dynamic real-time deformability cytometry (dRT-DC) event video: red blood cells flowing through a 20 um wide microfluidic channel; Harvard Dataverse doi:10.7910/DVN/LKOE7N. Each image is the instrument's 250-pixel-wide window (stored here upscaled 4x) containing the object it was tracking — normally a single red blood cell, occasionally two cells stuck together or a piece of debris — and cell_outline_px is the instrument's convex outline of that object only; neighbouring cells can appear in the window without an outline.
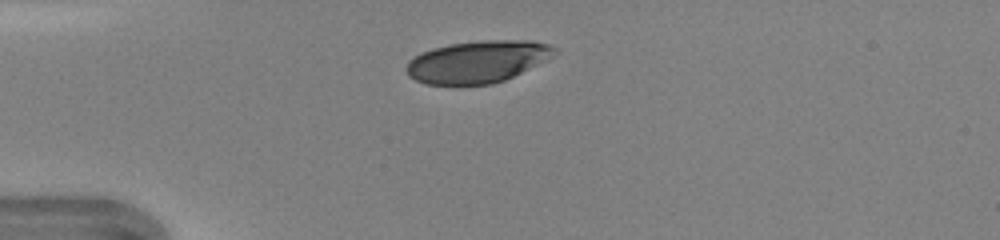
{"species": "human", "species_latin": "Homo sapiens", "temperature_condition": "warm", "stored_images_in_passage": 35, "camera_frame_rate_fps": 3000, "um_per_image_px": 0.085, "donor": {"sex": "female"}, "frame": {"image": 1, "passage_image": 1, "time_ms": 0.0, "image_size_px": [1000, 240], "cell_outline_px": [[556, 52], [548, 60], [504, 80], [492, 84], [424, 84], [408, 76], [408, 60], [420, 52], [432, 48], [448, 44], [480, 40], [532, 40], [552, 44], [556, 48]], "centroid_in_image_um": [40.62, 5.22], "position_along_channel_um": 44.4, "area_um2": 36.47}}
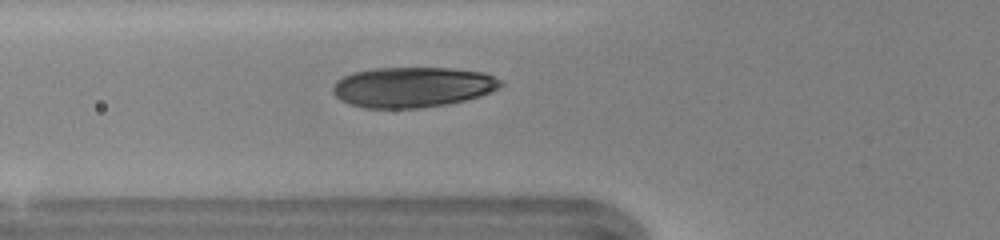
{"frame": {"image": 2, "passage_image": 6, "time_ms": 1.667, "image_size_px": [1000, 240], "cell_outline_px": [[504, 84], [492, 92], [480, 96], [448, 104], [420, 108], [364, 108], [348, 104], [340, 100], [332, 92], [332, 88], [336, 80], [352, 72], [372, 68], [452, 68], [484, 72], [504, 80]], "centroid_in_image_um": [35.08, 7.4], "position_along_channel_um": 90.7, "area_um2": 39.94}}
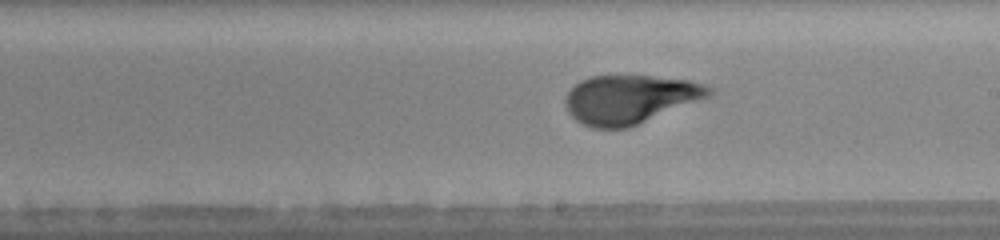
{"frame": {"image": 3, "passage_image": 16, "time_ms": 5.0, "image_size_px": [1000, 240], "cell_outline_px": [[712, 92], [708, 96], [628, 128], [592, 128], [576, 120], [568, 112], [564, 100], [568, 92], [580, 80], [592, 76], [652, 76], [688, 80], [704, 84], [712, 88]], "centroid_in_image_um": [53.5, 8.43], "position_along_channel_um": 235.5, "area_um2": 40.17}, "authors_computed_cell_mechanics": {"area_um2": 40.8646, "velocity_mm_per_s": 4.3165, "shape_relaxation_time_tau1_ms": 3.7283, "shape_relaxation_time_tau2_ms": 0.6464, "deformation_change_tau1": 0.1813, "deformation_change_tau2": 0.0705}}